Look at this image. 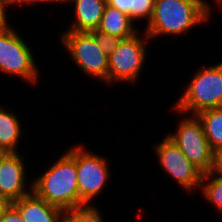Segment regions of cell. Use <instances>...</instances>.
I'll return each mask as SVG.
<instances>
[{"mask_svg":"<svg viewBox=\"0 0 222 222\" xmlns=\"http://www.w3.org/2000/svg\"><path fill=\"white\" fill-rule=\"evenodd\" d=\"M209 10L210 6L203 0H156L143 37L149 39L161 34H181L206 22Z\"/></svg>","mask_w":222,"mask_h":222,"instance_id":"cell-1","label":"cell"},{"mask_svg":"<svg viewBox=\"0 0 222 222\" xmlns=\"http://www.w3.org/2000/svg\"><path fill=\"white\" fill-rule=\"evenodd\" d=\"M75 160L66 152L33 182V191L64 212L79 207Z\"/></svg>","mask_w":222,"mask_h":222,"instance_id":"cell-2","label":"cell"},{"mask_svg":"<svg viewBox=\"0 0 222 222\" xmlns=\"http://www.w3.org/2000/svg\"><path fill=\"white\" fill-rule=\"evenodd\" d=\"M222 107V63L196 73L175 108L181 113Z\"/></svg>","mask_w":222,"mask_h":222,"instance_id":"cell-3","label":"cell"},{"mask_svg":"<svg viewBox=\"0 0 222 222\" xmlns=\"http://www.w3.org/2000/svg\"><path fill=\"white\" fill-rule=\"evenodd\" d=\"M178 131L169 138L178 146L185 157L203 174L215 169L216 153L210 147L202 122L196 115L182 119Z\"/></svg>","mask_w":222,"mask_h":222,"instance_id":"cell-4","label":"cell"},{"mask_svg":"<svg viewBox=\"0 0 222 222\" xmlns=\"http://www.w3.org/2000/svg\"><path fill=\"white\" fill-rule=\"evenodd\" d=\"M17 33L9 24L0 27V70L34 84L38 69L31 49Z\"/></svg>","mask_w":222,"mask_h":222,"instance_id":"cell-5","label":"cell"},{"mask_svg":"<svg viewBox=\"0 0 222 222\" xmlns=\"http://www.w3.org/2000/svg\"><path fill=\"white\" fill-rule=\"evenodd\" d=\"M85 151L83 146L67 151L76 162L79 207L89 205L95 196L101 194L109 178L108 163L104 157Z\"/></svg>","mask_w":222,"mask_h":222,"instance_id":"cell-6","label":"cell"},{"mask_svg":"<svg viewBox=\"0 0 222 222\" xmlns=\"http://www.w3.org/2000/svg\"><path fill=\"white\" fill-rule=\"evenodd\" d=\"M67 49L81 71L108 84V55L97 45L89 32L66 31L62 34Z\"/></svg>","mask_w":222,"mask_h":222,"instance_id":"cell-7","label":"cell"},{"mask_svg":"<svg viewBox=\"0 0 222 222\" xmlns=\"http://www.w3.org/2000/svg\"><path fill=\"white\" fill-rule=\"evenodd\" d=\"M136 33L134 36L121 39L117 48L108 56V84L115 80L135 82L143 62H145L146 45Z\"/></svg>","mask_w":222,"mask_h":222,"instance_id":"cell-8","label":"cell"},{"mask_svg":"<svg viewBox=\"0 0 222 222\" xmlns=\"http://www.w3.org/2000/svg\"><path fill=\"white\" fill-rule=\"evenodd\" d=\"M155 150L163 170L168 172L186 191L199 187L203 173L197 169L178 146L167 136L155 145Z\"/></svg>","mask_w":222,"mask_h":222,"instance_id":"cell-9","label":"cell"},{"mask_svg":"<svg viewBox=\"0 0 222 222\" xmlns=\"http://www.w3.org/2000/svg\"><path fill=\"white\" fill-rule=\"evenodd\" d=\"M18 152H8L0 161V195L14 202L29 194L25 191V165Z\"/></svg>","mask_w":222,"mask_h":222,"instance_id":"cell-10","label":"cell"},{"mask_svg":"<svg viewBox=\"0 0 222 222\" xmlns=\"http://www.w3.org/2000/svg\"><path fill=\"white\" fill-rule=\"evenodd\" d=\"M23 196L12 205L19 211L24 222H61L64 211L46 202L33 191Z\"/></svg>","mask_w":222,"mask_h":222,"instance_id":"cell-11","label":"cell"},{"mask_svg":"<svg viewBox=\"0 0 222 222\" xmlns=\"http://www.w3.org/2000/svg\"><path fill=\"white\" fill-rule=\"evenodd\" d=\"M69 2V0H67ZM72 1V0H70ZM75 22L66 31L89 32L96 30L101 22L107 0H73Z\"/></svg>","mask_w":222,"mask_h":222,"instance_id":"cell-12","label":"cell"},{"mask_svg":"<svg viewBox=\"0 0 222 222\" xmlns=\"http://www.w3.org/2000/svg\"><path fill=\"white\" fill-rule=\"evenodd\" d=\"M133 25L129 15L107 4L97 30L121 39H127L137 33V29L135 30Z\"/></svg>","mask_w":222,"mask_h":222,"instance_id":"cell-13","label":"cell"},{"mask_svg":"<svg viewBox=\"0 0 222 222\" xmlns=\"http://www.w3.org/2000/svg\"><path fill=\"white\" fill-rule=\"evenodd\" d=\"M202 122L205 136L212 150H222V107L209 108L196 114Z\"/></svg>","mask_w":222,"mask_h":222,"instance_id":"cell-14","label":"cell"},{"mask_svg":"<svg viewBox=\"0 0 222 222\" xmlns=\"http://www.w3.org/2000/svg\"><path fill=\"white\" fill-rule=\"evenodd\" d=\"M19 122L14 113L0 107V147L7 153L17 152V143L22 133Z\"/></svg>","mask_w":222,"mask_h":222,"instance_id":"cell-15","label":"cell"},{"mask_svg":"<svg viewBox=\"0 0 222 222\" xmlns=\"http://www.w3.org/2000/svg\"><path fill=\"white\" fill-rule=\"evenodd\" d=\"M207 179L209 181H206ZM200 187L203 189L202 191L206 199L214 204L219 212H222V176L217 174L214 170L205 173L202 176Z\"/></svg>","mask_w":222,"mask_h":222,"instance_id":"cell-16","label":"cell"},{"mask_svg":"<svg viewBox=\"0 0 222 222\" xmlns=\"http://www.w3.org/2000/svg\"><path fill=\"white\" fill-rule=\"evenodd\" d=\"M61 222H104L98 208L83 205L76 209L64 212Z\"/></svg>","mask_w":222,"mask_h":222,"instance_id":"cell-17","label":"cell"},{"mask_svg":"<svg viewBox=\"0 0 222 222\" xmlns=\"http://www.w3.org/2000/svg\"><path fill=\"white\" fill-rule=\"evenodd\" d=\"M89 33L94 37L101 50L108 56L117 48V45L121 40V38L117 36L103 33L97 29L91 30Z\"/></svg>","mask_w":222,"mask_h":222,"instance_id":"cell-18","label":"cell"},{"mask_svg":"<svg viewBox=\"0 0 222 222\" xmlns=\"http://www.w3.org/2000/svg\"><path fill=\"white\" fill-rule=\"evenodd\" d=\"M156 0H135L134 1V20L147 18L148 23L153 14Z\"/></svg>","mask_w":222,"mask_h":222,"instance_id":"cell-19","label":"cell"},{"mask_svg":"<svg viewBox=\"0 0 222 222\" xmlns=\"http://www.w3.org/2000/svg\"><path fill=\"white\" fill-rule=\"evenodd\" d=\"M134 1L135 0H107V4L126 13L130 19L134 21Z\"/></svg>","mask_w":222,"mask_h":222,"instance_id":"cell-20","label":"cell"},{"mask_svg":"<svg viewBox=\"0 0 222 222\" xmlns=\"http://www.w3.org/2000/svg\"><path fill=\"white\" fill-rule=\"evenodd\" d=\"M0 222H24L19 211L11 205L2 215Z\"/></svg>","mask_w":222,"mask_h":222,"instance_id":"cell-21","label":"cell"},{"mask_svg":"<svg viewBox=\"0 0 222 222\" xmlns=\"http://www.w3.org/2000/svg\"><path fill=\"white\" fill-rule=\"evenodd\" d=\"M7 5H10V0H0V27L8 25L5 11Z\"/></svg>","mask_w":222,"mask_h":222,"instance_id":"cell-22","label":"cell"},{"mask_svg":"<svg viewBox=\"0 0 222 222\" xmlns=\"http://www.w3.org/2000/svg\"><path fill=\"white\" fill-rule=\"evenodd\" d=\"M214 171L222 176V150H219L215 156V169Z\"/></svg>","mask_w":222,"mask_h":222,"instance_id":"cell-23","label":"cell"},{"mask_svg":"<svg viewBox=\"0 0 222 222\" xmlns=\"http://www.w3.org/2000/svg\"><path fill=\"white\" fill-rule=\"evenodd\" d=\"M12 205V202L9 201L5 196L0 195V220L5 211Z\"/></svg>","mask_w":222,"mask_h":222,"instance_id":"cell-24","label":"cell"},{"mask_svg":"<svg viewBox=\"0 0 222 222\" xmlns=\"http://www.w3.org/2000/svg\"><path fill=\"white\" fill-rule=\"evenodd\" d=\"M34 2H67V0H10V4H20V3H25V4H30Z\"/></svg>","mask_w":222,"mask_h":222,"instance_id":"cell-25","label":"cell"},{"mask_svg":"<svg viewBox=\"0 0 222 222\" xmlns=\"http://www.w3.org/2000/svg\"><path fill=\"white\" fill-rule=\"evenodd\" d=\"M7 154V152L0 147V161L2 160V158Z\"/></svg>","mask_w":222,"mask_h":222,"instance_id":"cell-26","label":"cell"},{"mask_svg":"<svg viewBox=\"0 0 222 222\" xmlns=\"http://www.w3.org/2000/svg\"><path fill=\"white\" fill-rule=\"evenodd\" d=\"M215 1H217V4L219 3V5L221 6V2H222V0H215Z\"/></svg>","mask_w":222,"mask_h":222,"instance_id":"cell-27","label":"cell"}]
</instances>
